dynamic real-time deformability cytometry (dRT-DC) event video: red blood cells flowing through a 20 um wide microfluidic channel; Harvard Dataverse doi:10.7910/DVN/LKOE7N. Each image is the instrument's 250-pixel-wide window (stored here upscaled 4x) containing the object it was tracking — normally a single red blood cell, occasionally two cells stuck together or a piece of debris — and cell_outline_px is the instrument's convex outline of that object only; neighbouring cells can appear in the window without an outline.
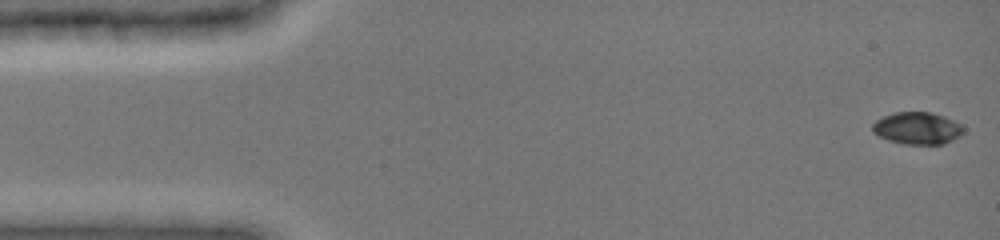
{"species": "common noctule bat (a hibernating species)", "species_latin": "Nyctalus noctula", "temperature_condition": "cold", "stored_images_in_passage": 8, "camera_frame_rate_fps": 3000, "um_per_image_px": 0.085, "animal": {"sex": "female", "body_mass_g": 19.0, "forearm_length_mm": 51.5}, "frame": {"image": 1, "passage_image": 1, "time_ms": 0.0, "image_size_px": [1000, 240], "cell_outline_px": [[964, 132], [960, 136], [944, 144], [904, 144], [888, 140], [872, 132], [872, 124], [876, 120], [884, 116], [896, 112], [932, 112], [944, 116], [960, 124], [964, 128]], "centroid_in_image_um": [77.98, 10.9], "position_along_channel_um": 7.0, "area_um2": 17.05}}
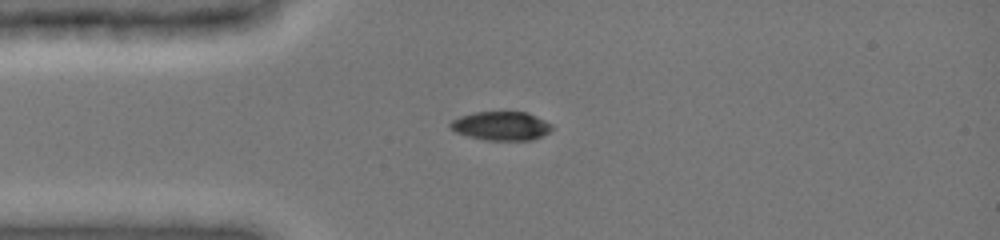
{"frame": {"image": 2, "passage_image": 5, "time_ms": 3.667, "image_size_px": [1000, 240], "cell_outline_px": [[552, 128], [548, 132], [532, 140], [484, 140], [468, 136], [456, 132], [448, 124], [452, 120], [460, 116], [472, 112], [528, 112], [552, 124]], "centroid_in_image_um": [42.58, 10.7], "position_along_channel_um": 42.4, "area_um2": 16.99}}
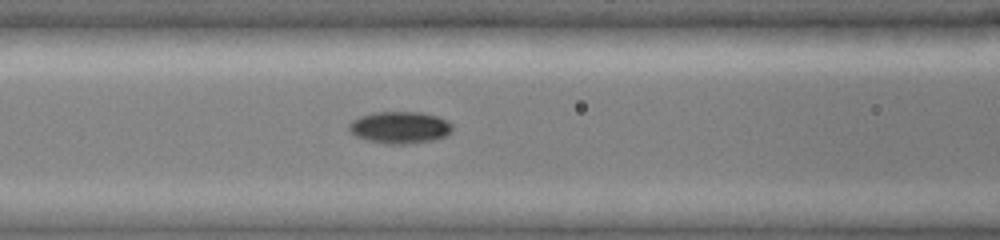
{"frame": {"image": 3, "passage_image": 8, "time_ms": 6.333, "image_size_px": [1000, 240], "cell_outline_px": [[452, 132], [444, 136], [432, 140], [404, 144], [384, 144], [368, 140], [356, 136], [348, 132], [348, 124], [352, 120], [360, 116], [376, 112], [420, 112], [440, 116], [448, 120], [452, 124]], "centroid_in_image_um": [33.98, 10.83], "position_along_channel_um": 132.6, "area_um2": 19.42}}